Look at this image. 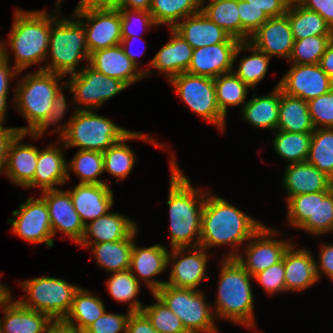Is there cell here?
<instances>
[{
  "mask_svg": "<svg viewBox=\"0 0 333 333\" xmlns=\"http://www.w3.org/2000/svg\"><path fill=\"white\" fill-rule=\"evenodd\" d=\"M105 305L102 297L81 286L75 293L71 309L64 320L84 331L103 315L107 310Z\"/></svg>",
  "mask_w": 333,
  "mask_h": 333,
  "instance_id": "74e56055",
  "label": "cell"
},
{
  "mask_svg": "<svg viewBox=\"0 0 333 333\" xmlns=\"http://www.w3.org/2000/svg\"><path fill=\"white\" fill-rule=\"evenodd\" d=\"M201 11L199 0H151L149 9L154 23L173 28L184 18Z\"/></svg>",
  "mask_w": 333,
  "mask_h": 333,
  "instance_id": "60d3db41",
  "label": "cell"
},
{
  "mask_svg": "<svg viewBox=\"0 0 333 333\" xmlns=\"http://www.w3.org/2000/svg\"><path fill=\"white\" fill-rule=\"evenodd\" d=\"M212 255L200 246L170 249L167 267L169 275L165 284L175 288L202 290V282L211 277V273L206 271Z\"/></svg>",
  "mask_w": 333,
  "mask_h": 333,
  "instance_id": "9a60e30c",
  "label": "cell"
},
{
  "mask_svg": "<svg viewBox=\"0 0 333 333\" xmlns=\"http://www.w3.org/2000/svg\"><path fill=\"white\" fill-rule=\"evenodd\" d=\"M282 178L285 200L296 195L331 191L332 179L307 161L286 165Z\"/></svg>",
  "mask_w": 333,
  "mask_h": 333,
  "instance_id": "83f0119b",
  "label": "cell"
},
{
  "mask_svg": "<svg viewBox=\"0 0 333 333\" xmlns=\"http://www.w3.org/2000/svg\"><path fill=\"white\" fill-rule=\"evenodd\" d=\"M72 88L75 110H98L105 102L120 94L129 86L122 80L108 77L89 64L66 80Z\"/></svg>",
  "mask_w": 333,
  "mask_h": 333,
  "instance_id": "7c38bea8",
  "label": "cell"
},
{
  "mask_svg": "<svg viewBox=\"0 0 333 333\" xmlns=\"http://www.w3.org/2000/svg\"><path fill=\"white\" fill-rule=\"evenodd\" d=\"M285 203L286 225L314 238L333 234V189L296 195Z\"/></svg>",
  "mask_w": 333,
  "mask_h": 333,
  "instance_id": "30bf717a",
  "label": "cell"
},
{
  "mask_svg": "<svg viewBox=\"0 0 333 333\" xmlns=\"http://www.w3.org/2000/svg\"><path fill=\"white\" fill-rule=\"evenodd\" d=\"M122 0H79L74 11L120 10Z\"/></svg>",
  "mask_w": 333,
  "mask_h": 333,
  "instance_id": "94428289",
  "label": "cell"
},
{
  "mask_svg": "<svg viewBox=\"0 0 333 333\" xmlns=\"http://www.w3.org/2000/svg\"><path fill=\"white\" fill-rule=\"evenodd\" d=\"M63 2L64 0H56L52 8L49 49L44 71L66 78L89 64L90 53L83 24L73 14L70 18L61 14ZM83 62L84 66L80 67Z\"/></svg>",
  "mask_w": 333,
  "mask_h": 333,
  "instance_id": "5b68a950",
  "label": "cell"
},
{
  "mask_svg": "<svg viewBox=\"0 0 333 333\" xmlns=\"http://www.w3.org/2000/svg\"><path fill=\"white\" fill-rule=\"evenodd\" d=\"M315 256L307 247L293 242L284 254L285 288L288 292H305L317 285Z\"/></svg>",
  "mask_w": 333,
  "mask_h": 333,
  "instance_id": "484cf974",
  "label": "cell"
},
{
  "mask_svg": "<svg viewBox=\"0 0 333 333\" xmlns=\"http://www.w3.org/2000/svg\"><path fill=\"white\" fill-rule=\"evenodd\" d=\"M294 38L287 15L269 18L247 41L259 51L272 57L288 61L291 56Z\"/></svg>",
  "mask_w": 333,
  "mask_h": 333,
  "instance_id": "603a6c76",
  "label": "cell"
},
{
  "mask_svg": "<svg viewBox=\"0 0 333 333\" xmlns=\"http://www.w3.org/2000/svg\"><path fill=\"white\" fill-rule=\"evenodd\" d=\"M64 91H67L72 95V88L67 81H65L56 91L52 107L45 119L31 133H28L31 141L32 139L40 140V138L45 137L44 135H46L47 133L53 134V136L57 134V140H61L66 135L69 123L71 122V119L76 110L73 108V112L68 118L69 120L65 122L64 119L65 115H67L69 106H74V104L73 100H71V102H68ZM69 103L71 105H69ZM62 120H64V122Z\"/></svg>",
  "mask_w": 333,
  "mask_h": 333,
  "instance_id": "d590c367",
  "label": "cell"
},
{
  "mask_svg": "<svg viewBox=\"0 0 333 333\" xmlns=\"http://www.w3.org/2000/svg\"><path fill=\"white\" fill-rule=\"evenodd\" d=\"M12 18L7 39L0 41L1 54L18 72H25L39 64L42 65L36 70H44L43 63L49 49L51 12L45 9L30 11L15 8ZM10 54H13V60Z\"/></svg>",
  "mask_w": 333,
  "mask_h": 333,
  "instance_id": "3957f363",
  "label": "cell"
},
{
  "mask_svg": "<svg viewBox=\"0 0 333 333\" xmlns=\"http://www.w3.org/2000/svg\"><path fill=\"white\" fill-rule=\"evenodd\" d=\"M201 11L231 37L241 41V20L238 0H212L201 5Z\"/></svg>",
  "mask_w": 333,
  "mask_h": 333,
  "instance_id": "f6af8a7d",
  "label": "cell"
},
{
  "mask_svg": "<svg viewBox=\"0 0 333 333\" xmlns=\"http://www.w3.org/2000/svg\"><path fill=\"white\" fill-rule=\"evenodd\" d=\"M138 233L119 241L90 244L86 249H90L94 263L100 270L107 273L126 271L130 269L132 247Z\"/></svg>",
  "mask_w": 333,
  "mask_h": 333,
  "instance_id": "836d02e7",
  "label": "cell"
},
{
  "mask_svg": "<svg viewBox=\"0 0 333 333\" xmlns=\"http://www.w3.org/2000/svg\"><path fill=\"white\" fill-rule=\"evenodd\" d=\"M239 17L241 20V42L248 41L258 28H260L269 17L261 9L251 6L244 0H238Z\"/></svg>",
  "mask_w": 333,
  "mask_h": 333,
  "instance_id": "f5cc1de1",
  "label": "cell"
},
{
  "mask_svg": "<svg viewBox=\"0 0 333 333\" xmlns=\"http://www.w3.org/2000/svg\"><path fill=\"white\" fill-rule=\"evenodd\" d=\"M45 333H84L76 326L66 322L64 319L52 320Z\"/></svg>",
  "mask_w": 333,
  "mask_h": 333,
  "instance_id": "e7e4bbea",
  "label": "cell"
},
{
  "mask_svg": "<svg viewBox=\"0 0 333 333\" xmlns=\"http://www.w3.org/2000/svg\"><path fill=\"white\" fill-rule=\"evenodd\" d=\"M152 304H144L141 310L158 333H188L180 318L175 315L156 295Z\"/></svg>",
  "mask_w": 333,
  "mask_h": 333,
  "instance_id": "c3c4849f",
  "label": "cell"
},
{
  "mask_svg": "<svg viewBox=\"0 0 333 333\" xmlns=\"http://www.w3.org/2000/svg\"><path fill=\"white\" fill-rule=\"evenodd\" d=\"M253 278V282L260 285L267 295L285 294L284 256L281 261L257 273Z\"/></svg>",
  "mask_w": 333,
  "mask_h": 333,
  "instance_id": "f907efd6",
  "label": "cell"
},
{
  "mask_svg": "<svg viewBox=\"0 0 333 333\" xmlns=\"http://www.w3.org/2000/svg\"><path fill=\"white\" fill-rule=\"evenodd\" d=\"M252 98L240 107L243 121L258 130H277L279 118L280 87L279 81L266 95L256 96L253 90Z\"/></svg>",
  "mask_w": 333,
  "mask_h": 333,
  "instance_id": "1f68e13d",
  "label": "cell"
},
{
  "mask_svg": "<svg viewBox=\"0 0 333 333\" xmlns=\"http://www.w3.org/2000/svg\"><path fill=\"white\" fill-rule=\"evenodd\" d=\"M215 301L212 303L217 321L232 322L256 330L252 284L254 278L235 258H221Z\"/></svg>",
  "mask_w": 333,
  "mask_h": 333,
  "instance_id": "277c9868",
  "label": "cell"
},
{
  "mask_svg": "<svg viewBox=\"0 0 333 333\" xmlns=\"http://www.w3.org/2000/svg\"><path fill=\"white\" fill-rule=\"evenodd\" d=\"M264 224L209 190L201 216L199 246L207 251L219 246L228 247L230 250L223 258H234Z\"/></svg>",
  "mask_w": 333,
  "mask_h": 333,
  "instance_id": "7a4b0ae2",
  "label": "cell"
},
{
  "mask_svg": "<svg viewBox=\"0 0 333 333\" xmlns=\"http://www.w3.org/2000/svg\"><path fill=\"white\" fill-rule=\"evenodd\" d=\"M156 295L182 321L188 333H220L212 303L204 289L175 288L164 284Z\"/></svg>",
  "mask_w": 333,
  "mask_h": 333,
  "instance_id": "9c48e42d",
  "label": "cell"
},
{
  "mask_svg": "<svg viewBox=\"0 0 333 333\" xmlns=\"http://www.w3.org/2000/svg\"><path fill=\"white\" fill-rule=\"evenodd\" d=\"M172 29L186 40L193 49L219 43L241 42L210 21L202 11L184 18Z\"/></svg>",
  "mask_w": 333,
  "mask_h": 333,
  "instance_id": "f1b7e54d",
  "label": "cell"
},
{
  "mask_svg": "<svg viewBox=\"0 0 333 333\" xmlns=\"http://www.w3.org/2000/svg\"><path fill=\"white\" fill-rule=\"evenodd\" d=\"M24 291L16 300L25 308L48 315L52 320L64 319L69 313L75 293L81 287L63 278L42 275L18 281Z\"/></svg>",
  "mask_w": 333,
  "mask_h": 333,
  "instance_id": "ba28073f",
  "label": "cell"
},
{
  "mask_svg": "<svg viewBox=\"0 0 333 333\" xmlns=\"http://www.w3.org/2000/svg\"><path fill=\"white\" fill-rule=\"evenodd\" d=\"M319 247V255L315 259L318 281L324 276L333 282V243L322 242Z\"/></svg>",
  "mask_w": 333,
  "mask_h": 333,
  "instance_id": "11a10c76",
  "label": "cell"
},
{
  "mask_svg": "<svg viewBox=\"0 0 333 333\" xmlns=\"http://www.w3.org/2000/svg\"><path fill=\"white\" fill-rule=\"evenodd\" d=\"M7 224L12 225L11 233L31 244L54 246L50 216L45 201L39 196L28 197L20 203L18 210L12 211Z\"/></svg>",
  "mask_w": 333,
  "mask_h": 333,
  "instance_id": "5bb4252c",
  "label": "cell"
},
{
  "mask_svg": "<svg viewBox=\"0 0 333 333\" xmlns=\"http://www.w3.org/2000/svg\"><path fill=\"white\" fill-rule=\"evenodd\" d=\"M301 5L317 12L333 30V0H303Z\"/></svg>",
  "mask_w": 333,
  "mask_h": 333,
  "instance_id": "6f0895ef",
  "label": "cell"
},
{
  "mask_svg": "<svg viewBox=\"0 0 333 333\" xmlns=\"http://www.w3.org/2000/svg\"><path fill=\"white\" fill-rule=\"evenodd\" d=\"M306 161L333 180V128H318L312 132Z\"/></svg>",
  "mask_w": 333,
  "mask_h": 333,
  "instance_id": "bcb514c9",
  "label": "cell"
},
{
  "mask_svg": "<svg viewBox=\"0 0 333 333\" xmlns=\"http://www.w3.org/2000/svg\"><path fill=\"white\" fill-rule=\"evenodd\" d=\"M280 1L288 9V8H291V7H296L298 5H301L303 0H280Z\"/></svg>",
  "mask_w": 333,
  "mask_h": 333,
  "instance_id": "2644e50d",
  "label": "cell"
},
{
  "mask_svg": "<svg viewBox=\"0 0 333 333\" xmlns=\"http://www.w3.org/2000/svg\"><path fill=\"white\" fill-rule=\"evenodd\" d=\"M119 11L121 13L122 38L143 37L142 35L150 32L151 29L158 28L149 11L131 9H120Z\"/></svg>",
  "mask_w": 333,
  "mask_h": 333,
  "instance_id": "681fc988",
  "label": "cell"
},
{
  "mask_svg": "<svg viewBox=\"0 0 333 333\" xmlns=\"http://www.w3.org/2000/svg\"><path fill=\"white\" fill-rule=\"evenodd\" d=\"M152 135L153 134L150 132L143 133L141 131L132 130L121 141L109 147L103 152L104 173H107L108 175H111L112 178H115L116 183H118L119 180L122 181L129 177V174L132 172L133 168H135L137 154L133 151V148L126 143L127 141H145V143L148 142L152 146L159 149L163 148L164 150H167L169 157L176 156V152L172 150L170 146H166L165 142H161L160 139L157 140V138Z\"/></svg>",
  "mask_w": 333,
  "mask_h": 333,
  "instance_id": "d6986e66",
  "label": "cell"
},
{
  "mask_svg": "<svg viewBox=\"0 0 333 333\" xmlns=\"http://www.w3.org/2000/svg\"><path fill=\"white\" fill-rule=\"evenodd\" d=\"M89 65L108 77L122 80L129 87L145 79L144 73L129 59L120 44L92 52Z\"/></svg>",
  "mask_w": 333,
  "mask_h": 333,
  "instance_id": "f546056e",
  "label": "cell"
},
{
  "mask_svg": "<svg viewBox=\"0 0 333 333\" xmlns=\"http://www.w3.org/2000/svg\"><path fill=\"white\" fill-rule=\"evenodd\" d=\"M278 130L287 132L312 133L315 130L308 102L282 92L280 88Z\"/></svg>",
  "mask_w": 333,
  "mask_h": 333,
  "instance_id": "8d00e7d4",
  "label": "cell"
},
{
  "mask_svg": "<svg viewBox=\"0 0 333 333\" xmlns=\"http://www.w3.org/2000/svg\"><path fill=\"white\" fill-rule=\"evenodd\" d=\"M19 72L9 63L0 52V95H9L13 79H17Z\"/></svg>",
  "mask_w": 333,
  "mask_h": 333,
  "instance_id": "91938a15",
  "label": "cell"
},
{
  "mask_svg": "<svg viewBox=\"0 0 333 333\" xmlns=\"http://www.w3.org/2000/svg\"><path fill=\"white\" fill-rule=\"evenodd\" d=\"M151 0H122L120 9L149 11Z\"/></svg>",
  "mask_w": 333,
  "mask_h": 333,
  "instance_id": "003e7915",
  "label": "cell"
},
{
  "mask_svg": "<svg viewBox=\"0 0 333 333\" xmlns=\"http://www.w3.org/2000/svg\"><path fill=\"white\" fill-rule=\"evenodd\" d=\"M9 95H0V125H6L7 111L9 108Z\"/></svg>",
  "mask_w": 333,
  "mask_h": 333,
  "instance_id": "89a4df30",
  "label": "cell"
},
{
  "mask_svg": "<svg viewBox=\"0 0 333 333\" xmlns=\"http://www.w3.org/2000/svg\"><path fill=\"white\" fill-rule=\"evenodd\" d=\"M254 6L261 9L269 17H279L286 14L287 8L280 0H244Z\"/></svg>",
  "mask_w": 333,
  "mask_h": 333,
  "instance_id": "be15d7a7",
  "label": "cell"
},
{
  "mask_svg": "<svg viewBox=\"0 0 333 333\" xmlns=\"http://www.w3.org/2000/svg\"><path fill=\"white\" fill-rule=\"evenodd\" d=\"M200 1V4H204L205 2H209V1H212V0H199Z\"/></svg>",
  "mask_w": 333,
  "mask_h": 333,
  "instance_id": "8c879c8a",
  "label": "cell"
},
{
  "mask_svg": "<svg viewBox=\"0 0 333 333\" xmlns=\"http://www.w3.org/2000/svg\"><path fill=\"white\" fill-rule=\"evenodd\" d=\"M22 73L23 71L19 72L16 79L17 85L13 87L15 91L11 100L13 104L10 105L27 123L20 126L19 130L31 133L49 113L56 91L66 78L44 70H32L23 75Z\"/></svg>",
  "mask_w": 333,
  "mask_h": 333,
  "instance_id": "8992f818",
  "label": "cell"
},
{
  "mask_svg": "<svg viewBox=\"0 0 333 333\" xmlns=\"http://www.w3.org/2000/svg\"><path fill=\"white\" fill-rule=\"evenodd\" d=\"M107 279L106 288L108 294L117 303L127 305L131 312H139L143 309V302L138 299L142 284L130 270L112 272Z\"/></svg>",
  "mask_w": 333,
  "mask_h": 333,
  "instance_id": "ab89813d",
  "label": "cell"
},
{
  "mask_svg": "<svg viewBox=\"0 0 333 333\" xmlns=\"http://www.w3.org/2000/svg\"><path fill=\"white\" fill-rule=\"evenodd\" d=\"M130 314L129 310L125 313H113L106 310L101 317L84 330V333H126Z\"/></svg>",
  "mask_w": 333,
  "mask_h": 333,
  "instance_id": "db71d44e",
  "label": "cell"
},
{
  "mask_svg": "<svg viewBox=\"0 0 333 333\" xmlns=\"http://www.w3.org/2000/svg\"><path fill=\"white\" fill-rule=\"evenodd\" d=\"M214 85L218 107L226 117L229 107H243L247 102L249 90L253 91L233 71L216 77Z\"/></svg>",
  "mask_w": 333,
  "mask_h": 333,
  "instance_id": "ee69618b",
  "label": "cell"
},
{
  "mask_svg": "<svg viewBox=\"0 0 333 333\" xmlns=\"http://www.w3.org/2000/svg\"><path fill=\"white\" fill-rule=\"evenodd\" d=\"M3 273L0 272V277ZM11 287L7 286L6 283L0 281V309L2 310L14 297Z\"/></svg>",
  "mask_w": 333,
  "mask_h": 333,
  "instance_id": "a7ac6f4b",
  "label": "cell"
},
{
  "mask_svg": "<svg viewBox=\"0 0 333 333\" xmlns=\"http://www.w3.org/2000/svg\"><path fill=\"white\" fill-rule=\"evenodd\" d=\"M168 82L174 93L191 111L221 133L226 132L227 117L218 107L213 78L184 72L172 77Z\"/></svg>",
  "mask_w": 333,
  "mask_h": 333,
  "instance_id": "8fae6325",
  "label": "cell"
},
{
  "mask_svg": "<svg viewBox=\"0 0 333 333\" xmlns=\"http://www.w3.org/2000/svg\"><path fill=\"white\" fill-rule=\"evenodd\" d=\"M282 234L281 230L264 224L234 258L254 277L283 259L294 241L293 237L282 239Z\"/></svg>",
  "mask_w": 333,
  "mask_h": 333,
  "instance_id": "4fadbf2b",
  "label": "cell"
},
{
  "mask_svg": "<svg viewBox=\"0 0 333 333\" xmlns=\"http://www.w3.org/2000/svg\"><path fill=\"white\" fill-rule=\"evenodd\" d=\"M319 65L321 66L322 70L333 81V39L327 45L325 53L321 57Z\"/></svg>",
  "mask_w": 333,
  "mask_h": 333,
  "instance_id": "03108f58",
  "label": "cell"
},
{
  "mask_svg": "<svg viewBox=\"0 0 333 333\" xmlns=\"http://www.w3.org/2000/svg\"><path fill=\"white\" fill-rule=\"evenodd\" d=\"M60 144V145H59ZM38 148L37 166L33 181L25 189L46 190L64 187L67 182L66 148L61 140Z\"/></svg>",
  "mask_w": 333,
  "mask_h": 333,
  "instance_id": "7402d4cb",
  "label": "cell"
},
{
  "mask_svg": "<svg viewBox=\"0 0 333 333\" xmlns=\"http://www.w3.org/2000/svg\"><path fill=\"white\" fill-rule=\"evenodd\" d=\"M0 333H45L52 319L39 311L23 307L13 298L2 310Z\"/></svg>",
  "mask_w": 333,
  "mask_h": 333,
  "instance_id": "d6a6232c",
  "label": "cell"
},
{
  "mask_svg": "<svg viewBox=\"0 0 333 333\" xmlns=\"http://www.w3.org/2000/svg\"><path fill=\"white\" fill-rule=\"evenodd\" d=\"M21 133L19 127H5L0 125V175H2L7 163L11 144Z\"/></svg>",
  "mask_w": 333,
  "mask_h": 333,
  "instance_id": "9f6ffc18",
  "label": "cell"
},
{
  "mask_svg": "<svg viewBox=\"0 0 333 333\" xmlns=\"http://www.w3.org/2000/svg\"><path fill=\"white\" fill-rule=\"evenodd\" d=\"M279 87L286 95L309 101L328 93L333 81L319 64H290L279 80Z\"/></svg>",
  "mask_w": 333,
  "mask_h": 333,
  "instance_id": "e0dca14e",
  "label": "cell"
},
{
  "mask_svg": "<svg viewBox=\"0 0 333 333\" xmlns=\"http://www.w3.org/2000/svg\"><path fill=\"white\" fill-rule=\"evenodd\" d=\"M240 43H219L195 48L186 72L215 79L233 71L234 54Z\"/></svg>",
  "mask_w": 333,
  "mask_h": 333,
  "instance_id": "4316f807",
  "label": "cell"
},
{
  "mask_svg": "<svg viewBox=\"0 0 333 333\" xmlns=\"http://www.w3.org/2000/svg\"><path fill=\"white\" fill-rule=\"evenodd\" d=\"M50 216L53 237L61 233V237L69 238L78 244L84 234L85 225L73 206L69 190L61 188L40 192Z\"/></svg>",
  "mask_w": 333,
  "mask_h": 333,
  "instance_id": "ac0fdd59",
  "label": "cell"
},
{
  "mask_svg": "<svg viewBox=\"0 0 333 333\" xmlns=\"http://www.w3.org/2000/svg\"><path fill=\"white\" fill-rule=\"evenodd\" d=\"M131 218L121 212L109 211L85 225L83 237L77 245L86 248L90 244L131 238L139 232L138 223Z\"/></svg>",
  "mask_w": 333,
  "mask_h": 333,
  "instance_id": "cb8c5ba5",
  "label": "cell"
},
{
  "mask_svg": "<svg viewBox=\"0 0 333 333\" xmlns=\"http://www.w3.org/2000/svg\"><path fill=\"white\" fill-rule=\"evenodd\" d=\"M332 39L333 35H316L295 40L287 62L290 64H319Z\"/></svg>",
  "mask_w": 333,
  "mask_h": 333,
  "instance_id": "7dc6e473",
  "label": "cell"
},
{
  "mask_svg": "<svg viewBox=\"0 0 333 333\" xmlns=\"http://www.w3.org/2000/svg\"><path fill=\"white\" fill-rule=\"evenodd\" d=\"M69 188L73 206L84 225L106 215L114 206V193L111 185L74 184Z\"/></svg>",
  "mask_w": 333,
  "mask_h": 333,
  "instance_id": "d4e9b609",
  "label": "cell"
},
{
  "mask_svg": "<svg viewBox=\"0 0 333 333\" xmlns=\"http://www.w3.org/2000/svg\"><path fill=\"white\" fill-rule=\"evenodd\" d=\"M309 113L315 129L333 128V88L308 101Z\"/></svg>",
  "mask_w": 333,
  "mask_h": 333,
  "instance_id": "816d5d0a",
  "label": "cell"
},
{
  "mask_svg": "<svg viewBox=\"0 0 333 333\" xmlns=\"http://www.w3.org/2000/svg\"><path fill=\"white\" fill-rule=\"evenodd\" d=\"M272 134L273 150L279 158L286 160L287 165L307 160L312 133L287 132L277 129Z\"/></svg>",
  "mask_w": 333,
  "mask_h": 333,
  "instance_id": "b9f144b4",
  "label": "cell"
},
{
  "mask_svg": "<svg viewBox=\"0 0 333 333\" xmlns=\"http://www.w3.org/2000/svg\"><path fill=\"white\" fill-rule=\"evenodd\" d=\"M169 160V214L170 249L198 247L201 235V216L209 188L194 187L181 170L176 156Z\"/></svg>",
  "mask_w": 333,
  "mask_h": 333,
  "instance_id": "6da1fadb",
  "label": "cell"
},
{
  "mask_svg": "<svg viewBox=\"0 0 333 333\" xmlns=\"http://www.w3.org/2000/svg\"><path fill=\"white\" fill-rule=\"evenodd\" d=\"M72 14L83 24L90 54L121 43L119 10L72 11Z\"/></svg>",
  "mask_w": 333,
  "mask_h": 333,
  "instance_id": "2e32d148",
  "label": "cell"
},
{
  "mask_svg": "<svg viewBox=\"0 0 333 333\" xmlns=\"http://www.w3.org/2000/svg\"><path fill=\"white\" fill-rule=\"evenodd\" d=\"M79 179L78 184H106L108 179H101L104 174L103 153L91 150H77L71 160H67V182L70 173ZM100 177V178H99Z\"/></svg>",
  "mask_w": 333,
  "mask_h": 333,
  "instance_id": "f35d334b",
  "label": "cell"
},
{
  "mask_svg": "<svg viewBox=\"0 0 333 333\" xmlns=\"http://www.w3.org/2000/svg\"><path fill=\"white\" fill-rule=\"evenodd\" d=\"M134 242L131 252L130 271L137 280L144 284L150 294L159 290L166 281L157 279L168 267L169 249L162 243L142 247Z\"/></svg>",
  "mask_w": 333,
  "mask_h": 333,
  "instance_id": "44dd1931",
  "label": "cell"
},
{
  "mask_svg": "<svg viewBox=\"0 0 333 333\" xmlns=\"http://www.w3.org/2000/svg\"><path fill=\"white\" fill-rule=\"evenodd\" d=\"M286 15L294 40L316 35H333L331 27L317 12L310 11L302 5L288 8Z\"/></svg>",
  "mask_w": 333,
  "mask_h": 333,
  "instance_id": "7bdbcfd3",
  "label": "cell"
},
{
  "mask_svg": "<svg viewBox=\"0 0 333 333\" xmlns=\"http://www.w3.org/2000/svg\"><path fill=\"white\" fill-rule=\"evenodd\" d=\"M26 137L28 133L21 132L11 144L2 173L14 186L22 189L33 181L38 159V147L29 142H22Z\"/></svg>",
  "mask_w": 333,
  "mask_h": 333,
  "instance_id": "4dcf8cb0",
  "label": "cell"
},
{
  "mask_svg": "<svg viewBox=\"0 0 333 333\" xmlns=\"http://www.w3.org/2000/svg\"><path fill=\"white\" fill-rule=\"evenodd\" d=\"M136 41L142 42L143 46L146 44L145 43L146 40L143 37L132 36V37H128V38H122L120 45L122 46L125 54L129 57V59L143 72V67L141 66V63H142L141 59H138V58L145 54L146 48L148 47V45L146 44L143 48L140 47L143 49V51L137 52L136 50H134L132 48L134 46V44L138 43Z\"/></svg>",
  "mask_w": 333,
  "mask_h": 333,
  "instance_id": "6125c7cd",
  "label": "cell"
},
{
  "mask_svg": "<svg viewBox=\"0 0 333 333\" xmlns=\"http://www.w3.org/2000/svg\"><path fill=\"white\" fill-rule=\"evenodd\" d=\"M126 333H158L147 316L142 312H131L127 327Z\"/></svg>",
  "mask_w": 333,
  "mask_h": 333,
  "instance_id": "680465c9",
  "label": "cell"
},
{
  "mask_svg": "<svg viewBox=\"0 0 333 333\" xmlns=\"http://www.w3.org/2000/svg\"><path fill=\"white\" fill-rule=\"evenodd\" d=\"M242 52L243 54L247 52L249 55L242 56L238 61ZM236 61H238L237 67L235 66ZM270 62L271 58L267 54L259 51L247 41H242L234 54L233 73L252 90H256V85L266 77Z\"/></svg>",
  "mask_w": 333,
  "mask_h": 333,
  "instance_id": "e575fe53",
  "label": "cell"
},
{
  "mask_svg": "<svg viewBox=\"0 0 333 333\" xmlns=\"http://www.w3.org/2000/svg\"><path fill=\"white\" fill-rule=\"evenodd\" d=\"M169 40L161 46L152 60L149 59L143 68L145 79L151 77L154 71L166 77L169 81L172 77L184 73L192 60L193 48L172 28H168Z\"/></svg>",
  "mask_w": 333,
  "mask_h": 333,
  "instance_id": "ffe728a7",
  "label": "cell"
},
{
  "mask_svg": "<svg viewBox=\"0 0 333 333\" xmlns=\"http://www.w3.org/2000/svg\"><path fill=\"white\" fill-rule=\"evenodd\" d=\"M94 111L76 110L74 112L67 133L61 139L66 149L76 147L77 150L103 153L131 132Z\"/></svg>",
  "mask_w": 333,
  "mask_h": 333,
  "instance_id": "52a82bcc",
  "label": "cell"
}]
</instances>
